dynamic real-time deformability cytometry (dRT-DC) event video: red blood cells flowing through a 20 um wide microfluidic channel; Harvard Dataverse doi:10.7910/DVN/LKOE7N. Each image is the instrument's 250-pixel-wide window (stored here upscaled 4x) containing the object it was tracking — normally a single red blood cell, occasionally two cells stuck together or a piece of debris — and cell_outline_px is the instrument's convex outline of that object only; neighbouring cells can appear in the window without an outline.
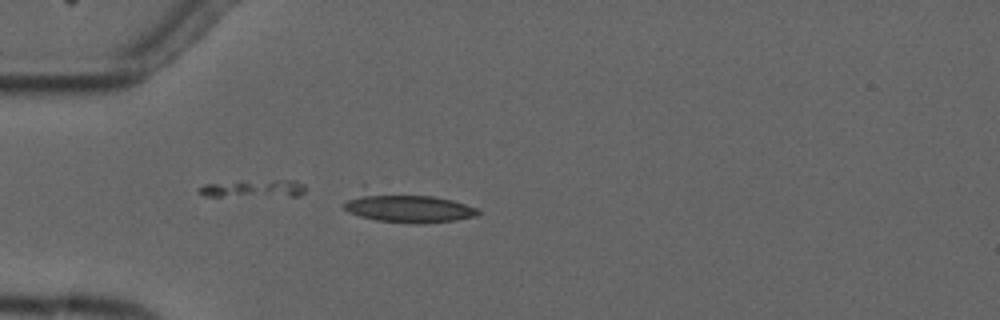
{"species": "common noctule bat (a hibernating species)", "species_latin": "Nyctalus noctula", "temperature_condition": "cold", "stored_images_in_passage": 4, "camera_frame_rate_fps": 3000, "um_per_image_px": 0.085, "animal": {"sex": "male", "forearm_length_mm": 52.5}, "frame": {"image": 1, "passage_image": 3, "time_ms": 3.333, "image_size_px": [1000, 320], "cell_outline_px": [[480, 212], [476, 216], [456, 220], [416, 224], [376, 220], [360, 216], [348, 212], [344, 208], [344, 204], [360, 184], [364, 184], [432, 196], [452, 200], [476, 208]], "centroid_in_image_um": [34.41, 17.54], "position_along_channel_um": 50.6, "area_um2": 24.68}}